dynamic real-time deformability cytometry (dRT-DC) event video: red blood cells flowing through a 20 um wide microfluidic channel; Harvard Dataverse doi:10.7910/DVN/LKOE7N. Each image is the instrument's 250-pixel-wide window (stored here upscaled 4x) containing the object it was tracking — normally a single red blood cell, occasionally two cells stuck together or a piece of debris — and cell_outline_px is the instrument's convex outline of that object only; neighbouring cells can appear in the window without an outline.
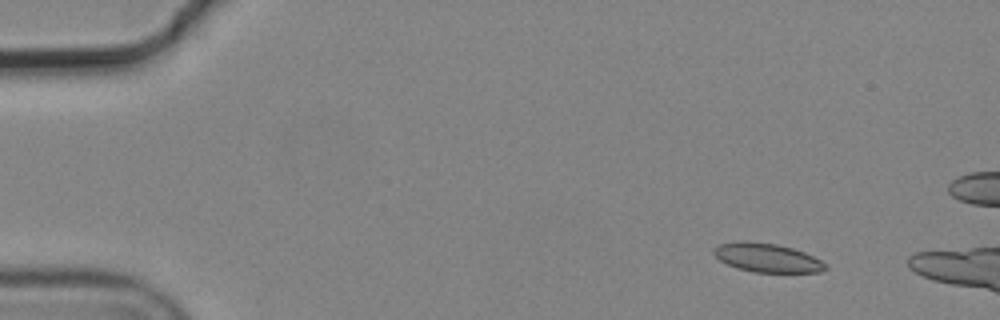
{"species": "common noctule bat (a hibernating species)", "species_latin": "Nyctalus noctula", "temperature_condition": "cold", "stored_images_in_passage": 3, "camera_frame_rate_fps": 3000, "um_per_image_px": 0.085, "animal": {"sex": "male", "body_mass_g": 19.2, "forearm_length_mm": 51.8}, "frame": {"image": 1, "passage_image": 1, "time_ms": 0.0, "image_size_px": [1000, 320], "cell_outline_px": [[828, 268], [820, 272], [752, 272], [736, 268], [720, 260], [712, 252], [712, 248], [720, 244], [736, 240], [744, 240], [776, 244], [792, 248], [804, 252], [828, 264]], "centroid_in_image_um": [65.18, 21.9], "position_along_channel_um": 19.8, "area_um2": 18.9}}